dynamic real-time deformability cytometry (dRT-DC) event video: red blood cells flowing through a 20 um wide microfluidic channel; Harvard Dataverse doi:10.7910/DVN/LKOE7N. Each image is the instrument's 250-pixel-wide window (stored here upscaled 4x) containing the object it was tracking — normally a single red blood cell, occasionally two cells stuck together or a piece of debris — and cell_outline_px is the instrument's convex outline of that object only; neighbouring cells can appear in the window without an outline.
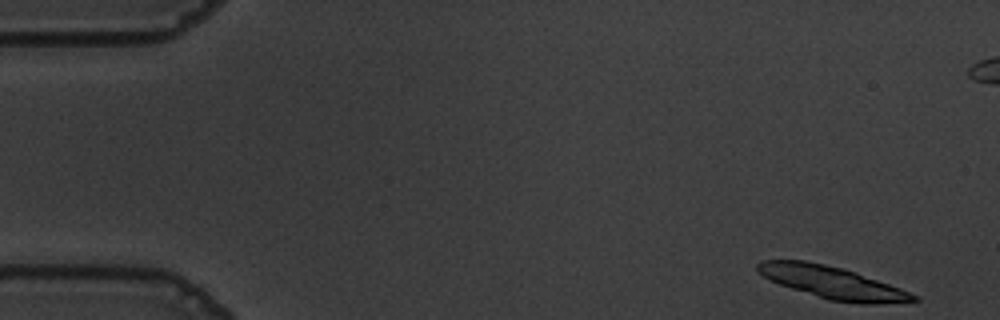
{"species": "common noctule bat (a hibernating species)", "species_latin": "Nyctalus noctula", "temperature_condition": "warm", "stored_images_in_passage": 45, "camera_frame_rate_fps": 3000, "um_per_image_px": 0.085, "animal": {"sex": "male", "body_mass_g": 19.5, "forearm_length_mm": 54.6}, "frame": {"image": 1, "passage_image": 1, "time_ms": 0.0, "image_size_px": [1000, 320], "cell_outline_px": [[920, 300], [876, 304], [860, 304], [828, 300], [780, 284], [756, 272], [756, 264], [764, 260], [804, 260], [824, 264], [856, 272], [900, 288], [916, 296]], "centroid_in_image_um": [70.72, 24.01], "position_along_channel_um": 14.3, "area_um2": 28.96}}
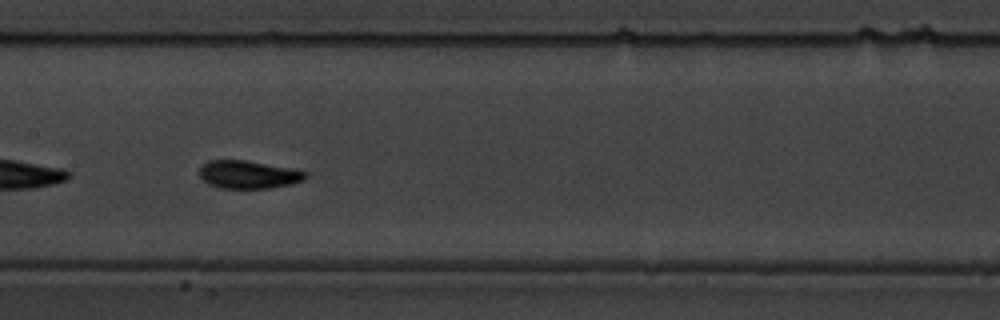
{"frame": {"image": 2, "passage_image": 26, "time_ms": 8.333, "image_size_px": [1000, 320], "cell_outline_px": [[308, 176], [304, 180], [292, 184], [268, 188], [220, 188], [208, 184], [200, 176], [200, 168], [208, 160], [244, 160], [288, 168], [308, 172]], "centroid_in_image_um": [21.12, 14.84], "position_along_channel_um": 186.3, "area_um2": 17.11}, "authors_computed_cell_mechanics": {"area_um2": 17.8602, "velocity_mm_per_s": 3.5895, "shape_relaxation_time_tau1_ms": 2.2067, "shape_relaxation_time_tau2_ms": 1.268, "deformation_change_tau1": 0.1275, "deformation_change_tau2": 0.0471}}